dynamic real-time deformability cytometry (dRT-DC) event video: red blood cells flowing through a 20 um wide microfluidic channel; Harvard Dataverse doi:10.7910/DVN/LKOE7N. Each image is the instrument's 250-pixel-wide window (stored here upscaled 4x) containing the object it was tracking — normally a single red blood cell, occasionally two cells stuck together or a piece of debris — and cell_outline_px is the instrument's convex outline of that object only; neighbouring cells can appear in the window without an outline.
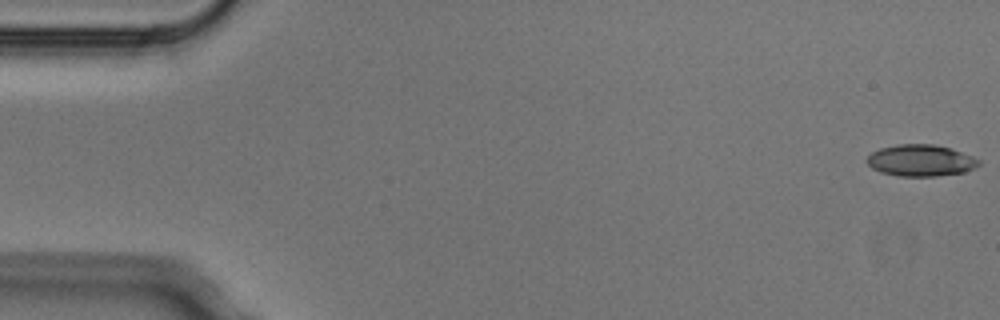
{"species": "Egyptian fruit bat (a non-hibernating species)", "species_latin": "Rousettus aegyptiacus", "temperature_condition": "cold", "stored_images_in_passage": 4, "camera_frame_rate_fps": 3000, "um_per_image_px": 0.085, "animal": {"sex": "male"}, "frame": {"image": 1, "passage_image": 4, "time_ms": 1.0, "image_size_px": [1000, 320], "cell_outline_px": [[980, 164], [976, 168], [964, 172], [936, 176], [900, 176], [880, 172], [872, 168], [864, 160], [872, 152], [880, 148], [896, 144], [932, 144], [952, 148], [972, 156], [980, 160]], "centroid_in_image_um": [78.26, 13.63], "position_along_channel_um": 6.7, "area_um2": 20.75}}